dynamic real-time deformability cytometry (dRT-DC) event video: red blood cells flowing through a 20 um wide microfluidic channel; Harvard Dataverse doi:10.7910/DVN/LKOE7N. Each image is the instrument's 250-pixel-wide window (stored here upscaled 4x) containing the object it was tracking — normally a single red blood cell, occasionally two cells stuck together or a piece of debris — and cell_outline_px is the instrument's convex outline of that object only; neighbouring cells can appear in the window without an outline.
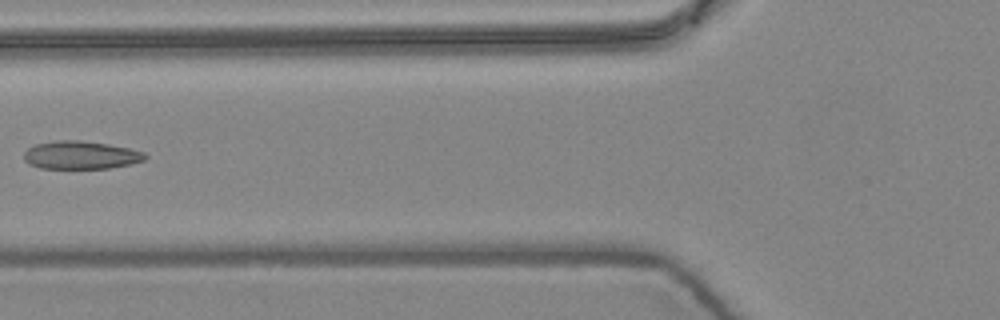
{"species": "common noctule bat (a hibernating species)", "species_latin": "Nyctalus noctula", "temperature_condition": "warm", "stored_images_in_passage": 6, "camera_frame_rate_fps": 3000, "um_per_image_px": 0.085, "animal": {"sex": "female", "body_mass_g": 24.6, "forearm_length_mm": 56.2}, "frame": {"image": 1, "passage_image": 5, "time_ms": 1.333, "image_size_px": [1000, 320], "cell_outline_px": [[148, 156], [144, 160], [132, 164], [108, 168], [40, 168], [28, 164], [24, 160], [24, 152], [28, 148], [36, 144], [56, 140], [80, 140], [108, 144], [128, 148], [144, 152]], "centroid_in_image_um": [6.86, 13.18], "position_along_channel_um": 118.9, "area_um2": 19.83}}
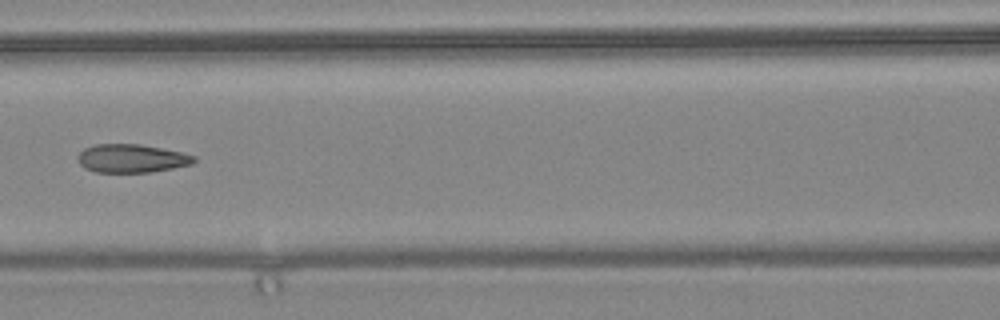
{"frame": {"image": 2, "passage_image": 6, "time_ms": 1.667, "image_size_px": [1000, 320], "cell_outline_px": [[196, 160], [192, 164], [152, 172], [96, 172], [84, 168], [80, 164], [76, 156], [84, 148], [96, 144], [140, 144], [180, 152], [196, 156]], "centroid_in_image_um": [11.16, 13.46], "position_along_channel_um": 155.4, "area_um2": 19.19}}